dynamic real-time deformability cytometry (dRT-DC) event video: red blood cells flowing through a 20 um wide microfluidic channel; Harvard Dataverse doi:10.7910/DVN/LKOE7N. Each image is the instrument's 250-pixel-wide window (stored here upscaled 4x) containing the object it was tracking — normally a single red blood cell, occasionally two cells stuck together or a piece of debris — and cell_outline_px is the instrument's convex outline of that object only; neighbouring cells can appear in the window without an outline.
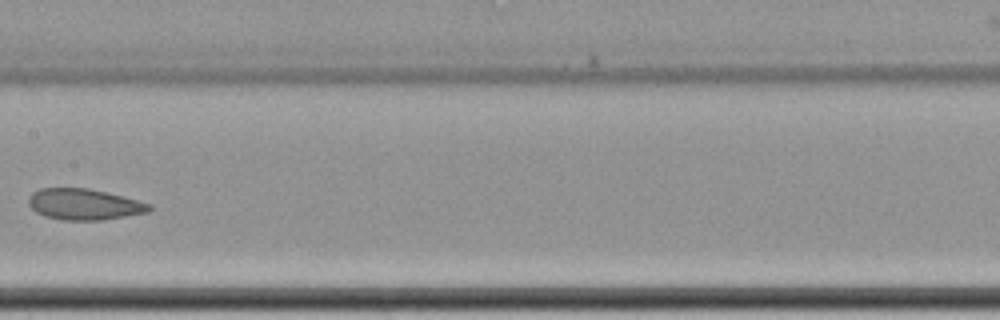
{"species": "common noctule bat (a hibernating species)", "species_latin": "Nyctalus noctula", "temperature_condition": "cold", "stored_images_in_passage": 10, "camera_frame_rate_fps": 3000, "um_per_image_px": 0.085, "animal": {"sex": "female", "body_mass_g": 22.7, "forearm_length_mm": 54.2}, "frame": {"image": 1, "passage_image": 9, "time_ms": 10.0, "image_size_px": [1000, 320], "cell_outline_px": [[152, 208], [148, 212], [104, 220], [64, 220], [44, 216], [36, 212], [28, 204], [28, 200], [32, 192], [40, 188], [88, 188], [152, 204]], "centroid_in_image_um": [7.13, 17.37], "position_along_channel_um": 200.3, "area_um2": 21.73}}
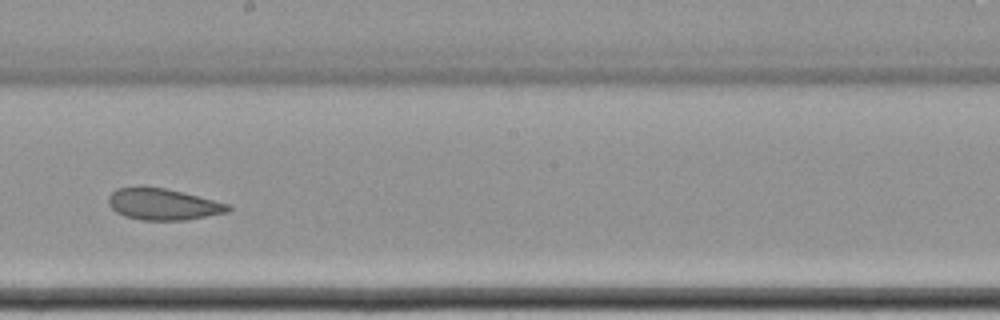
{"frame": {"image": 2, "passage_image": 10, "time_ms": 11.0, "image_size_px": [1000, 320], "cell_outline_px": [[232, 208], [228, 212], [184, 220], [140, 220], [124, 216], [116, 212], [108, 204], [108, 196], [116, 188], [140, 184], [164, 188], [228, 204]], "centroid_in_image_um": [13.76, 17.34], "position_along_channel_um": 234.4, "area_um2": 22.08}}